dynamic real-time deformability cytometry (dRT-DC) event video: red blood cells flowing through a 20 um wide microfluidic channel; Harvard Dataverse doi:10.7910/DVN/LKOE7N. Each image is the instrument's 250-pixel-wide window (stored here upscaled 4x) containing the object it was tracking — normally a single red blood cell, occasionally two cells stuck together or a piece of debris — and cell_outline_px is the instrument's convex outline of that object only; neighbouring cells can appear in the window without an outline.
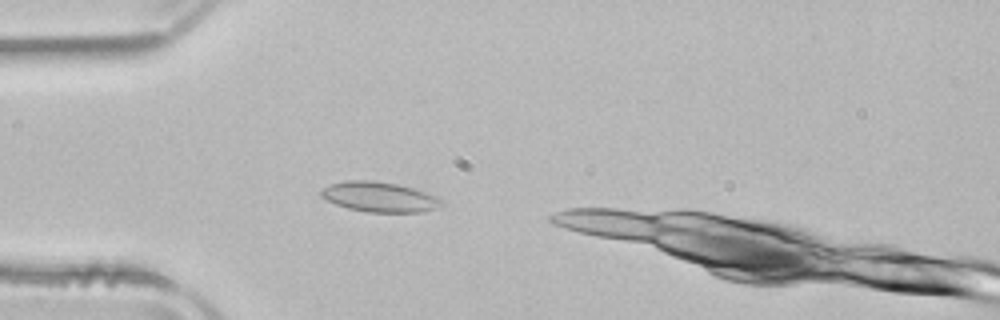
{"species": "common noctule bat (a hibernating species)", "species_latin": "Nyctalus noctula", "temperature_condition": "room temperature", "stored_images_in_passage": 8, "camera_frame_rate_fps": 3000, "um_per_image_px": 0.085, "animal": {"sex": "male", "body_mass_g": 21.5, "forearm_length_mm": 52.0}, "frame": {"image": 1, "passage_image": 4, "time_ms": 1.0, "image_size_px": [1000, 320], "cell_outline_px": [[444, 204], [436, 208], [420, 212], [368, 212], [348, 208], [336, 204], [320, 196], [320, 188], [328, 184], [344, 180], [372, 180], [396, 184], [412, 188], [440, 196], [444, 200]], "centroid_in_image_um": [32.25, 16.73], "position_along_channel_um": 52.7, "area_um2": 21.33}}
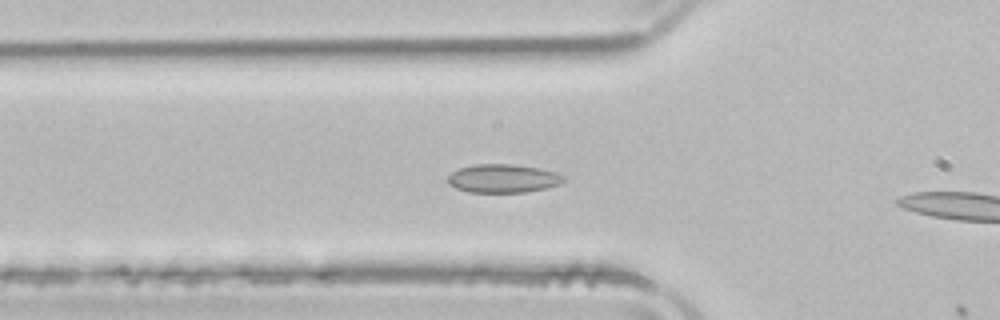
{"frame": {"image": 2, "passage_image": 7, "time_ms": 2.0, "image_size_px": [1000, 320], "cell_outline_px": [[564, 180], [560, 184], [544, 188], [524, 192], [468, 192], [456, 188], [448, 184], [448, 176], [452, 172], [460, 168], [472, 164], [512, 164], [540, 168], [564, 176]], "centroid_in_image_um": [42.71, 15.16], "position_along_channel_um": 83.1, "area_um2": 19.07}}